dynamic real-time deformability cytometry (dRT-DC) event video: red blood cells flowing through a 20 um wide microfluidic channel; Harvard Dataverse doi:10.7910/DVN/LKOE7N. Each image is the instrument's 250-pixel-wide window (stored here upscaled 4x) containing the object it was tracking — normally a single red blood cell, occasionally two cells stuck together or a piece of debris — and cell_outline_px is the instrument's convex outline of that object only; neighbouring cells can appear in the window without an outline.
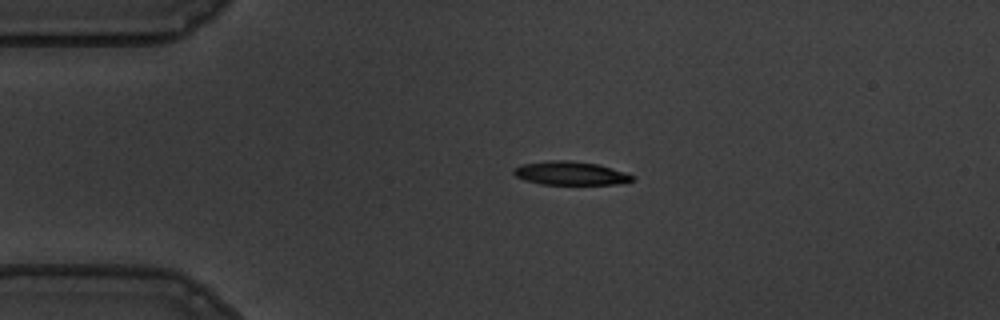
{"species": "common noctule bat (a hibernating species)", "species_latin": "Nyctalus noctula", "temperature_condition": "warm", "stored_images_in_passage": 45, "camera_frame_rate_fps": 3000, "um_per_image_px": 0.085, "animal": {"sex": "male", "body_mass_g": 19.5, "forearm_length_mm": 54.6}, "frame": {"image": 1, "passage_image": 1, "time_ms": 0.0, "image_size_px": [1000, 320], "cell_outline_px": [[636, 176], [632, 180], [616, 184], [540, 184], [524, 180], [516, 176], [512, 172], [512, 168], [524, 164], [548, 160], [568, 160], [600, 164]], "centroid_in_image_um": [48.46, 14.72], "position_along_channel_um": 36.5, "area_um2": 16.3}}
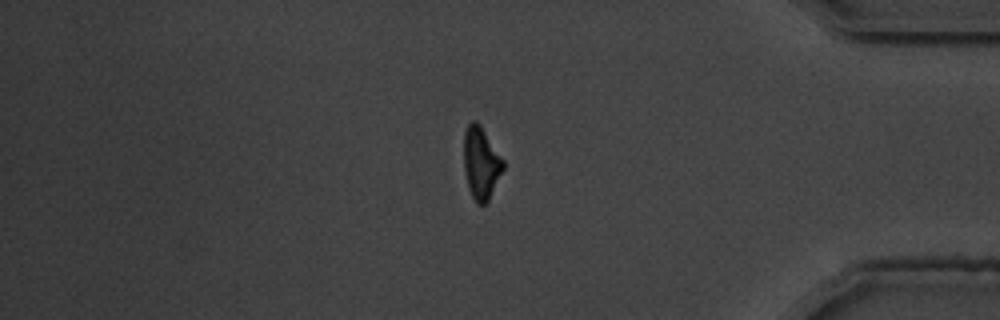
{"frame": {"image": 2, "passage_image": 36, "time_ms": 11.667, "image_size_px": [1000, 320], "cell_outline_px": [[504, 168], [488, 200], [484, 204], [476, 204], [468, 188], [464, 172], [464, 132], [468, 124], [472, 120], [476, 120], [480, 124], [504, 160]], "centroid_in_image_um": [40.88, 13.84], "position_along_channel_um": 394.3, "area_um2": 16.59}}
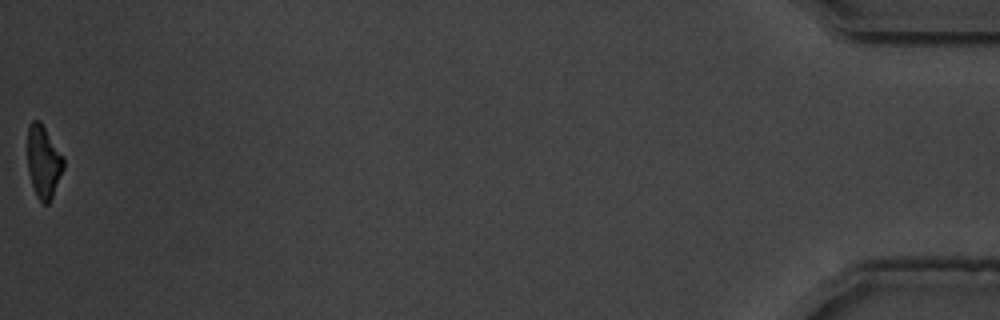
{"frame": {"image": 3, "passage_image": 45, "time_ms": 14.667, "image_size_px": [1000, 320], "cell_outline_px": [[64, 168], [52, 196], [48, 204], [44, 204], [36, 196], [32, 184], [28, 168], [28, 124], [32, 120], [40, 120], [64, 156]], "centroid_in_image_um": [3.71, 13.71], "position_along_channel_um": 431.5, "area_um2": 15.2}, "authors_computed_cell_mechanics": {"area_um2": 17.3978, "velocity_mm_per_s": 3.6045, "shape_relaxation_time_tau1_ms": 5.3047, "shape_relaxation_time_tau2_ms": 5.8787, "deformation_change_tau1": 0.1842, "deformation_change_tau2": 0.1609}}